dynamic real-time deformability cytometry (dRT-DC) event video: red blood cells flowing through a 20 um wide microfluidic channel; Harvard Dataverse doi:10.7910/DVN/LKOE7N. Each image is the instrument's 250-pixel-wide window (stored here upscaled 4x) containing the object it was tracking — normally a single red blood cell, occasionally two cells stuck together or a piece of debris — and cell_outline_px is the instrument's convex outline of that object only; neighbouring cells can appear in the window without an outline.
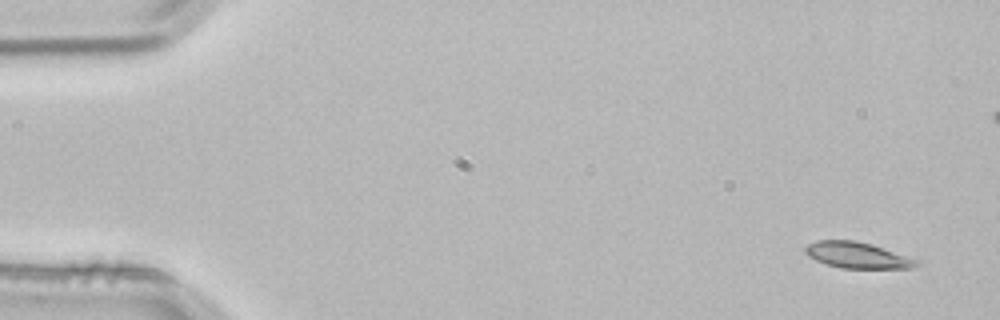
{"species": "common noctule bat (a hibernating species)", "species_latin": "Nyctalus noctula", "temperature_condition": "room temperature", "stored_images_in_passage": 3, "camera_frame_rate_fps": 3000, "um_per_image_px": 0.085, "animal": {"sex": "male", "body_mass_g": 21.5, "forearm_length_mm": 52.0}, "frame": {"image": 1, "passage_image": 3, "time_ms": 0.667, "image_size_px": [1000, 320], "cell_outline_px": [[920, 264], [912, 268], [840, 268], [824, 264], [808, 256], [804, 252], [804, 248], [808, 244], [816, 240], [856, 240], [872, 244], [920, 260]], "centroid_in_image_um": [72.87, 21.69], "position_along_channel_um": 12.1, "area_um2": 17.11}}